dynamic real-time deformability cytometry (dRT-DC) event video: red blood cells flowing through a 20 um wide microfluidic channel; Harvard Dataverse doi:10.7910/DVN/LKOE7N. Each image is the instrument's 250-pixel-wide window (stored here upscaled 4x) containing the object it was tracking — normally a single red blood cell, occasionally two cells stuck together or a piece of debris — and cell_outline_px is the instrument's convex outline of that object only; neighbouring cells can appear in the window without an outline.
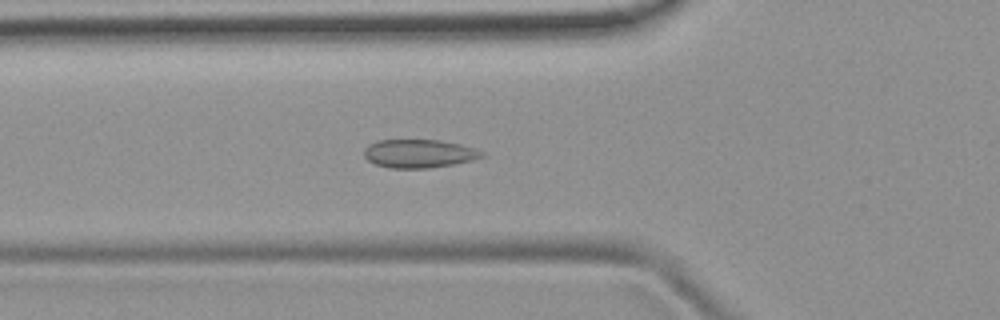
{"species": "common noctule bat (a hibernating species)", "species_latin": "Nyctalus noctula", "temperature_condition": "room temperature", "stored_images_in_passage": 50, "camera_frame_rate_fps": 3000, "um_per_image_px": 0.085, "animal": {"sex": "female", "body_mass_g": 19.9}, "frame": {"image": 1, "passage_image": 17, "time_ms": 5.333, "image_size_px": [1000, 320], "cell_outline_px": [[484, 156], [472, 160], [452, 164], [428, 168], [388, 168], [376, 164], [368, 160], [364, 156], [364, 148], [368, 144], [376, 140], [440, 140], [460, 144], [484, 152]], "centroid_in_image_um": [35.57, 13.05], "position_along_channel_um": 90.2, "area_um2": 19.42}}
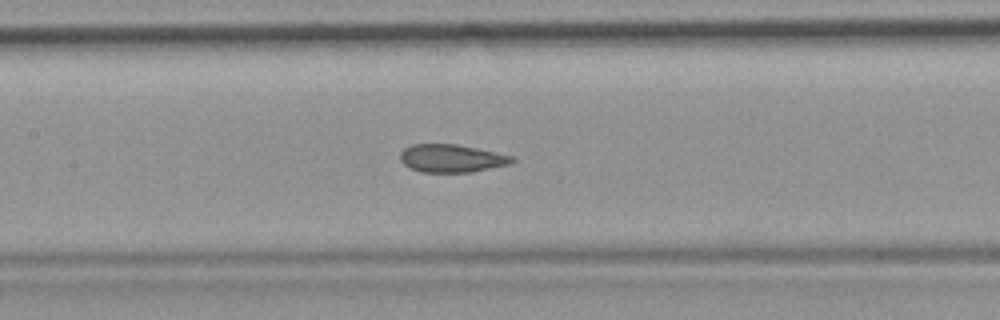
{"frame": {"image": 2, "passage_image": 23, "time_ms": 7.333, "image_size_px": [1000, 320], "cell_outline_px": [[516, 160], [508, 164], [472, 172], [424, 172], [412, 168], [404, 164], [400, 160], [400, 152], [404, 148], [412, 144], [456, 144], [512, 156]], "centroid_in_image_um": [38.35, 13.45], "position_along_channel_um": 169.1, "area_um2": 17.92}}
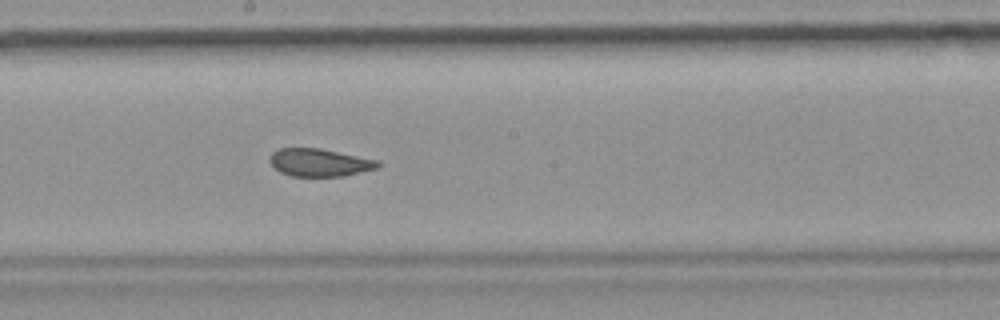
{"frame": {"image": 3, "passage_image": 27, "time_ms": 8.667, "image_size_px": [1000, 320], "cell_outline_px": [[380, 164], [376, 168], [344, 176], [292, 176], [280, 172], [268, 160], [272, 152], [280, 148], [320, 148], [380, 160]], "centroid_in_image_um": [27.16, 13.8], "position_along_channel_um": 221.0, "area_um2": 17.46}, "authors_computed_cell_mechanics": {"area_um2": 19.1029, "velocity_mm_per_s": 3.9284, "shape_relaxation_time_tau1_ms": null, "shape_relaxation_time_tau2_ms": 1.0214, "deformation_change_tau1": null, "deformation_change_tau2": 0.051}}